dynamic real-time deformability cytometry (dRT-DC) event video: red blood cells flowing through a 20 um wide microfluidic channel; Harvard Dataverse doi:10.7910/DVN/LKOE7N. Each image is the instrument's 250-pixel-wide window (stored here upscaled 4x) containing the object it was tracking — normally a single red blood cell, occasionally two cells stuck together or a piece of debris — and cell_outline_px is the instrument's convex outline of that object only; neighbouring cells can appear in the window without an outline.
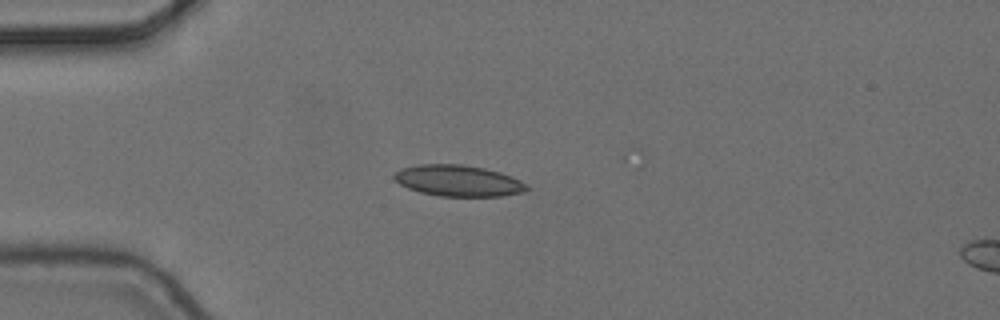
{"species": "common noctule bat (a hibernating species)", "species_latin": "Nyctalus noctula", "temperature_condition": "cold", "stored_images_in_passage": 2, "camera_frame_rate_fps": 3000, "um_per_image_px": 0.085, "animal": {"sex": "female", "body_mass_g": 24.6, "forearm_length_mm": 56.2}, "frame": {"image": 1, "passage_image": 1, "time_ms": 0.0, "image_size_px": [1000, 320], "cell_outline_px": [[528, 188], [524, 192], [500, 196], [440, 196], [420, 192], [408, 188], [400, 184], [392, 176], [400, 168], [416, 164], [464, 164], [484, 168], [500, 172], [512, 176], [528, 184]], "centroid_in_image_um": [38.95, 15.35], "position_along_channel_um": 46.0, "area_um2": 24.22}}